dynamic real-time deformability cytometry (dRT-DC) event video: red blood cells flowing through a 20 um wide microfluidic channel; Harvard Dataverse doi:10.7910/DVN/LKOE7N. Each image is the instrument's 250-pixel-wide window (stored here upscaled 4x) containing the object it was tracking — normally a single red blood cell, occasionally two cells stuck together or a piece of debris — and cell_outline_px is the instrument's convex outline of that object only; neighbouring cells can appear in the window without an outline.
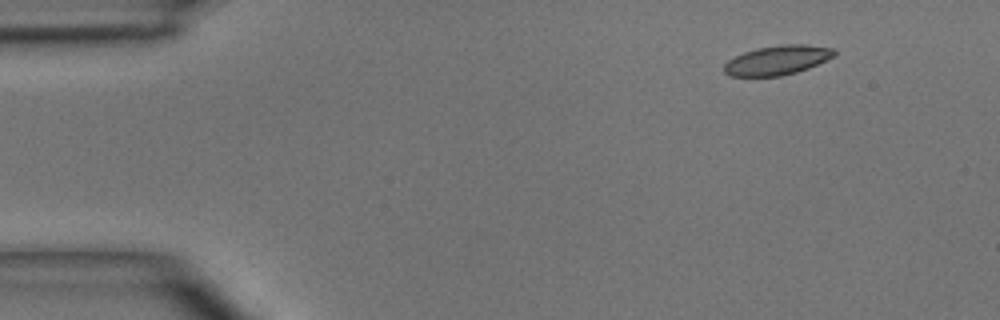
{"species": "common noctule bat (a hibernating species)", "species_latin": "Nyctalus noctula", "temperature_condition": "room temperature", "stored_images_in_passage": 3, "camera_frame_rate_fps": 3000, "um_per_image_px": 0.085, "animal": {"sex": "male", "body_mass_g": 15.6}, "frame": {"image": 1, "passage_image": 1, "time_ms": 0.0, "image_size_px": [1000, 320], "cell_outline_px": [[836, 56], [808, 68], [796, 72], [780, 76], [728, 76], [724, 72], [724, 64], [728, 60], [744, 52], [756, 48], [780, 44], [804, 44], [832, 48], [836, 52]], "centroid_in_image_um": [66.07, 5.11], "position_along_channel_um": 18.9, "area_um2": 18.9}}